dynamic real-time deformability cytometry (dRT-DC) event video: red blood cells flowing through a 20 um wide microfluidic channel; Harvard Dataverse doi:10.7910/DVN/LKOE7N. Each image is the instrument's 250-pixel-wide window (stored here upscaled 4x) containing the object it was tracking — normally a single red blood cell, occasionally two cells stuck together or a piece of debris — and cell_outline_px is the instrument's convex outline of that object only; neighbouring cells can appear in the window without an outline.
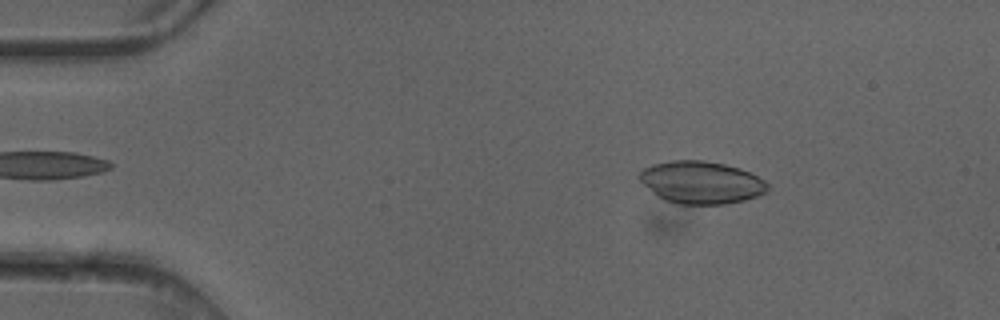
{"species": "common noctule bat (a hibernating species)", "species_latin": "Nyctalus noctula", "temperature_condition": "cold", "stored_images_in_passage": 4, "camera_frame_rate_fps": 3000, "um_per_image_px": 0.085, "animal": {"sex": "female"}, "frame": {"image": 1, "passage_image": 2, "time_ms": 0.333, "image_size_px": [1000, 320], "cell_outline_px": [[768, 188], [764, 192], [756, 196], [744, 200], [724, 204], [676, 204], [664, 200], [656, 196], [640, 180], [640, 172], [644, 168], [652, 164], [672, 160], [704, 160], [724, 164], [748, 172], [764, 180], [768, 184]], "centroid_in_image_um": [59.57, 15.51], "position_along_channel_um": 25.4, "area_um2": 31.44}}
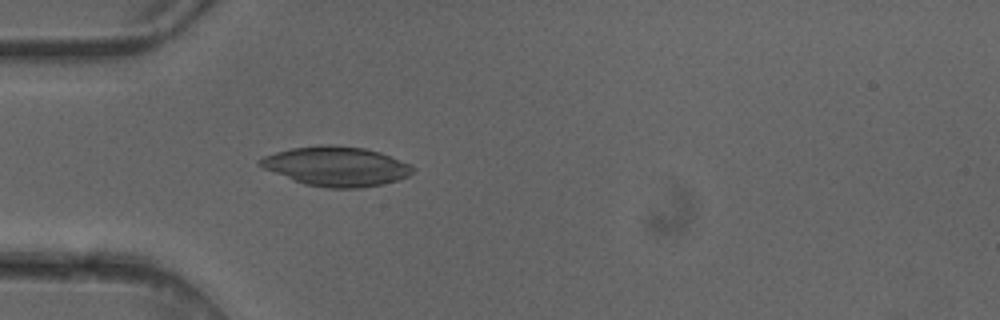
{"frame": {"image": 2, "passage_image": 4, "time_ms": 1.0, "image_size_px": [1000, 320], "cell_outline_px": [[416, 168], [408, 176], [384, 184], [360, 188], [328, 188], [304, 184], [292, 180], [264, 168], [256, 164], [256, 160], [264, 156], [288, 148], [320, 144], [332, 144], [364, 148], [380, 152], [412, 164]], "centroid_in_image_um": [28.57, 14.13], "position_along_channel_um": 56.4, "area_um2": 35.55}}